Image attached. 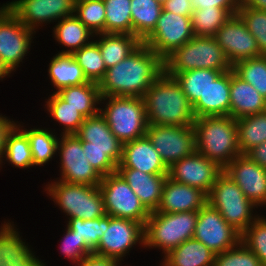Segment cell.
Listing matches in <instances>:
<instances>
[{
	"instance_id": "cell-1",
	"label": "cell",
	"mask_w": 266,
	"mask_h": 266,
	"mask_svg": "<svg viewBox=\"0 0 266 266\" xmlns=\"http://www.w3.org/2000/svg\"><path fill=\"white\" fill-rule=\"evenodd\" d=\"M163 72V60L142 42L124 60L106 70L98 84L100 95L143 98Z\"/></svg>"
},
{
	"instance_id": "cell-2",
	"label": "cell",
	"mask_w": 266,
	"mask_h": 266,
	"mask_svg": "<svg viewBox=\"0 0 266 266\" xmlns=\"http://www.w3.org/2000/svg\"><path fill=\"white\" fill-rule=\"evenodd\" d=\"M147 123L161 126H192L193 106L174 77L163 72L143 97Z\"/></svg>"
},
{
	"instance_id": "cell-3",
	"label": "cell",
	"mask_w": 266,
	"mask_h": 266,
	"mask_svg": "<svg viewBox=\"0 0 266 266\" xmlns=\"http://www.w3.org/2000/svg\"><path fill=\"white\" fill-rule=\"evenodd\" d=\"M193 127L197 152L222 168L241 155L237 122L230 115L196 118Z\"/></svg>"
},
{
	"instance_id": "cell-4",
	"label": "cell",
	"mask_w": 266,
	"mask_h": 266,
	"mask_svg": "<svg viewBox=\"0 0 266 266\" xmlns=\"http://www.w3.org/2000/svg\"><path fill=\"white\" fill-rule=\"evenodd\" d=\"M163 64L164 72L170 77L198 68L215 69L223 73L232 69L215 38L206 36H194L168 55Z\"/></svg>"
},
{
	"instance_id": "cell-5",
	"label": "cell",
	"mask_w": 266,
	"mask_h": 266,
	"mask_svg": "<svg viewBox=\"0 0 266 266\" xmlns=\"http://www.w3.org/2000/svg\"><path fill=\"white\" fill-rule=\"evenodd\" d=\"M101 103H105V108H100V114L122 144L146 135L148 123L143 98L101 96Z\"/></svg>"
},
{
	"instance_id": "cell-6",
	"label": "cell",
	"mask_w": 266,
	"mask_h": 266,
	"mask_svg": "<svg viewBox=\"0 0 266 266\" xmlns=\"http://www.w3.org/2000/svg\"><path fill=\"white\" fill-rule=\"evenodd\" d=\"M198 211L151 212L144 226V247L158 248L164 256L184 241L193 238Z\"/></svg>"
},
{
	"instance_id": "cell-7",
	"label": "cell",
	"mask_w": 266,
	"mask_h": 266,
	"mask_svg": "<svg viewBox=\"0 0 266 266\" xmlns=\"http://www.w3.org/2000/svg\"><path fill=\"white\" fill-rule=\"evenodd\" d=\"M56 180L48 182L44 190L68 219L92 220L106 215L99 186Z\"/></svg>"
},
{
	"instance_id": "cell-8",
	"label": "cell",
	"mask_w": 266,
	"mask_h": 266,
	"mask_svg": "<svg viewBox=\"0 0 266 266\" xmlns=\"http://www.w3.org/2000/svg\"><path fill=\"white\" fill-rule=\"evenodd\" d=\"M207 203L218 210L224 220L240 234L260 216L253 214L258 207L224 171L208 193Z\"/></svg>"
},
{
	"instance_id": "cell-9",
	"label": "cell",
	"mask_w": 266,
	"mask_h": 266,
	"mask_svg": "<svg viewBox=\"0 0 266 266\" xmlns=\"http://www.w3.org/2000/svg\"><path fill=\"white\" fill-rule=\"evenodd\" d=\"M99 188L107 215L133 220L145 226L150 212L117 171L102 176Z\"/></svg>"
},
{
	"instance_id": "cell-10",
	"label": "cell",
	"mask_w": 266,
	"mask_h": 266,
	"mask_svg": "<svg viewBox=\"0 0 266 266\" xmlns=\"http://www.w3.org/2000/svg\"><path fill=\"white\" fill-rule=\"evenodd\" d=\"M194 36L190 16L163 9L154 30L142 42L164 60Z\"/></svg>"
},
{
	"instance_id": "cell-11",
	"label": "cell",
	"mask_w": 266,
	"mask_h": 266,
	"mask_svg": "<svg viewBox=\"0 0 266 266\" xmlns=\"http://www.w3.org/2000/svg\"><path fill=\"white\" fill-rule=\"evenodd\" d=\"M57 152L60 157V178L71 184L99 186L102 176L85 157L82 141L75 134H60Z\"/></svg>"
},
{
	"instance_id": "cell-12",
	"label": "cell",
	"mask_w": 266,
	"mask_h": 266,
	"mask_svg": "<svg viewBox=\"0 0 266 266\" xmlns=\"http://www.w3.org/2000/svg\"><path fill=\"white\" fill-rule=\"evenodd\" d=\"M146 135L168 168L174 162L197 151L193 125L161 126L148 124Z\"/></svg>"
},
{
	"instance_id": "cell-13",
	"label": "cell",
	"mask_w": 266,
	"mask_h": 266,
	"mask_svg": "<svg viewBox=\"0 0 266 266\" xmlns=\"http://www.w3.org/2000/svg\"><path fill=\"white\" fill-rule=\"evenodd\" d=\"M34 33L5 4L0 7V57L11 72L29 53Z\"/></svg>"
},
{
	"instance_id": "cell-14",
	"label": "cell",
	"mask_w": 266,
	"mask_h": 266,
	"mask_svg": "<svg viewBox=\"0 0 266 266\" xmlns=\"http://www.w3.org/2000/svg\"><path fill=\"white\" fill-rule=\"evenodd\" d=\"M193 238L218 254L235 247L241 234L224 220L218 210L206 203L198 210Z\"/></svg>"
},
{
	"instance_id": "cell-15",
	"label": "cell",
	"mask_w": 266,
	"mask_h": 266,
	"mask_svg": "<svg viewBox=\"0 0 266 266\" xmlns=\"http://www.w3.org/2000/svg\"><path fill=\"white\" fill-rule=\"evenodd\" d=\"M144 246V226L136 221L111 217L94 254L116 259L119 263L136 244Z\"/></svg>"
},
{
	"instance_id": "cell-16",
	"label": "cell",
	"mask_w": 266,
	"mask_h": 266,
	"mask_svg": "<svg viewBox=\"0 0 266 266\" xmlns=\"http://www.w3.org/2000/svg\"><path fill=\"white\" fill-rule=\"evenodd\" d=\"M5 5L27 28L36 32L42 24L73 16L75 0H14Z\"/></svg>"
},
{
	"instance_id": "cell-17",
	"label": "cell",
	"mask_w": 266,
	"mask_h": 266,
	"mask_svg": "<svg viewBox=\"0 0 266 266\" xmlns=\"http://www.w3.org/2000/svg\"><path fill=\"white\" fill-rule=\"evenodd\" d=\"M224 171L217 162L207 159L197 151L168 168L172 180L200 189L206 195L210 192L219 175Z\"/></svg>"
},
{
	"instance_id": "cell-18",
	"label": "cell",
	"mask_w": 266,
	"mask_h": 266,
	"mask_svg": "<svg viewBox=\"0 0 266 266\" xmlns=\"http://www.w3.org/2000/svg\"><path fill=\"white\" fill-rule=\"evenodd\" d=\"M214 38L232 66L238 61L261 55L257 41L237 14L218 29Z\"/></svg>"
},
{
	"instance_id": "cell-19",
	"label": "cell",
	"mask_w": 266,
	"mask_h": 266,
	"mask_svg": "<svg viewBox=\"0 0 266 266\" xmlns=\"http://www.w3.org/2000/svg\"><path fill=\"white\" fill-rule=\"evenodd\" d=\"M224 172L254 205H266L265 168L252 161L246 154H241L224 168Z\"/></svg>"
},
{
	"instance_id": "cell-20",
	"label": "cell",
	"mask_w": 266,
	"mask_h": 266,
	"mask_svg": "<svg viewBox=\"0 0 266 266\" xmlns=\"http://www.w3.org/2000/svg\"><path fill=\"white\" fill-rule=\"evenodd\" d=\"M75 135L82 141L83 149L109 150V157L117 165L121 162L123 144L112 133L100 112L85 118Z\"/></svg>"
},
{
	"instance_id": "cell-21",
	"label": "cell",
	"mask_w": 266,
	"mask_h": 266,
	"mask_svg": "<svg viewBox=\"0 0 266 266\" xmlns=\"http://www.w3.org/2000/svg\"><path fill=\"white\" fill-rule=\"evenodd\" d=\"M117 168L137 169L153 175H168V167L147 135L123 144L122 159Z\"/></svg>"
},
{
	"instance_id": "cell-22",
	"label": "cell",
	"mask_w": 266,
	"mask_h": 266,
	"mask_svg": "<svg viewBox=\"0 0 266 266\" xmlns=\"http://www.w3.org/2000/svg\"><path fill=\"white\" fill-rule=\"evenodd\" d=\"M207 203V195L200 189L176 182L167 176L162 198L156 212L177 213L198 211Z\"/></svg>"
},
{
	"instance_id": "cell-23",
	"label": "cell",
	"mask_w": 266,
	"mask_h": 266,
	"mask_svg": "<svg viewBox=\"0 0 266 266\" xmlns=\"http://www.w3.org/2000/svg\"><path fill=\"white\" fill-rule=\"evenodd\" d=\"M117 172L150 213L157 210L162 198L163 185L168 175H153L130 168H117Z\"/></svg>"
},
{
	"instance_id": "cell-24",
	"label": "cell",
	"mask_w": 266,
	"mask_h": 266,
	"mask_svg": "<svg viewBox=\"0 0 266 266\" xmlns=\"http://www.w3.org/2000/svg\"><path fill=\"white\" fill-rule=\"evenodd\" d=\"M266 111V99L249 83L230 70L229 115L240 119Z\"/></svg>"
},
{
	"instance_id": "cell-25",
	"label": "cell",
	"mask_w": 266,
	"mask_h": 266,
	"mask_svg": "<svg viewBox=\"0 0 266 266\" xmlns=\"http://www.w3.org/2000/svg\"><path fill=\"white\" fill-rule=\"evenodd\" d=\"M196 118L228 116L230 108V70L222 73L193 105Z\"/></svg>"
},
{
	"instance_id": "cell-26",
	"label": "cell",
	"mask_w": 266,
	"mask_h": 266,
	"mask_svg": "<svg viewBox=\"0 0 266 266\" xmlns=\"http://www.w3.org/2000/svg\"><path fill=\"white\" fill-rule=\"evenodd\" d=\"M52 30L55 40L67 48V50L64 49L58 54H72L74 51L89 44L91 38L95 37V34L75 15L59 20Z\"/></svg>"
},
{
	"instance_id": "cell-27",
	"label": "cell",
	"mask_w": 266,
	"mask_h": 266,
	"mask_svg": "<svg viewBox=\"0 0 266 266\" xmlns=\"http://www.w3.org/2000/svg\"><path fill=\"white\" fill-rule=\"evenodd\" d=\"M95 36L99 39L96 41L107 69L124 60L142 43L136 36L125 33H100Z\"/></svg>"
},
{
	"instance_id": "cell-28",
	"label": "cell",
	"mask_w": 266,
	"mask_h": 266,
	"mask_svg": "<svg viewBox=\"0 0 266 266\" xmlns=\"http://www.w3.org/2000/svg\"><path fill=\"white\" fill-rule=\"evenodd\" d=\"M214 257L202 242L191 238L169 251L163 260L170 266H214Z\"/></svg>"
},
{
	"instance_id": "cell-29",
	"label": "cell",
	"mask_w": 266,
	"mask_h": 266,
	"mask_svg": "<svg viewBox=\"0 0 266 266\" xmlns=\"http://www.w3.org/2000/svg\"><path fill=\"white\" fill-rule=\"evenodd\" d=\"M48 75L55 92L67 86H78L89 82L83 70L71 54H56L51 58Z\"/></svg>"
},
{
	"instance_id": "cell-30",
	"label": "cell",
	"mask_w": 266,
	"mask_h": 266,
	"mask_svg": "<svg viewBox=\"0 0 266 266\" xmlns=\"http://www.w3.org/2000/svg\"><path fill=\"white\" fill-rule=\"evenodd\" d=\"M70 106L77 109L85 118L99 113L100 90L97 83L87 82L78 86H67L56 92Z\"/></svg>"
},
{
	"instance_id": "cell-31",
	"label": "cell",
	"mask_w": 266,
	"mask_h": 266,
	"mask_svg": "<svg viewBox=\"0 0 266 266\" xmlns=\"http://www.w3.org/2000/svg\"><path fill=\"white\" fill-rule=\"evenodd\" d=\"M132 35L141 42L154 30L163 10L156 0H131Z\"/></svg>"
},
{
	"instance_id": "cell-32",
	"label": "cell",
	"mask_w": 266,
	"mask_h": 266,
	"mask_svg": "<svg viewBox=\"0 0 266 266\" xmlns=\"http://www.w3.org/2000/svg\"><path fill=\"white\" fill-rule=\"evenodd\" d=\"M26 135L29 140L30 150L34 166L46 165L54 156H57V144L59 137L49 131V128H22L20 123H15Z\"/></svg>"
},
{
	"instance_id": "cell-33",
	"label": "cell",
	"mask_w": 266,
	"mask_h": 266,
	"mask_svg": "<svg viewBox=\"0 0 266 266\" xmlns=\"http://www.w3.org/2000/svg\"><path fill=\"white\" fill-rule=\"evenodd\" d=\"M3 158L18 168L28 169L34 166L27 135L16 124L6 133L4 153L0 165L4 163Z\"/></svg>"
},
{
	"instance_id": "cell-34",
	"label": "cell",
	"mask_w": 266,
	"mask_h": 266,
	"mask_svg": "<svg viewBox=\"0 0 266 266\" xmlns=\"http://www.w3.org/2000/svg\"><path fill=\"white\" fill-rule=\"evenodd\" d=\"M222 73L215 69L198 68L178 73L174 78L193 105L200 97L204 96L211 82H214Z\"/></svg>"
},
{
	"instance_id": "cell-35",
	"label": "cell",
	"mask_w": 266,
	"mask_h": 266,
	"mask_svg": "<svg viewBox=\"0 0 266 266\" xmlns=\"http://www.w3.org/2000/svg\"><path fill=\"white\" fill-rule=\"evenodd\" d=\"M241 154L266 141V111L236 119Z\"/></svg>"
},
{
	"instance_id": "cell-36",
	"label": "cell",
	"mask_w": 266,
	"mask_h": 266,
	"mask_svg": "<svg viewBox=\"0 0 266 266\" xmlns=\"http://www.w3.org/2000/svg\"><path fill=\"white\" fill-rule=\"evenodd\" d=\"M46 100L45 107L50 114L49 116L63 125V132L61 131V134H75L84 122L85 117L56 92H53Z\"/></svg>"
},
{
	"instance_id": "cell-37",
	"label": "cell",
	"mask_w": 266,
	"mask_h": 266,
	"mask_svg": "<svg viewBox=\"0 0 266 266\" xmlns=\"http://www.w3.org/2000/svg\"><path fill=\"white\" fill-rule=\"evenodd\" d=\"M233 14L224 8H195L191 23L195 36L214 37L216 32Z\"/></svg>"
},
{
	"instance_id": "cell-38",
	"label": "cell",
	"mask_w": 266,
	"mask_h": 266,
	"mask_svg": "<svg viewBox=\"0 0 266 266\" xmlns=\"http://www.w3.org/2000/svg\"><path fill=\"white\" fill-rule=\"evenodd\" d=\"M89 82L97 83L103 79L107 67L96 40L92 41L72 54Z\"/></svg>"
},
{
	"instance_id": "cell-39",
	"label": "cell",
	"mask_w": 266,
	"mask_h": 266,
	"mask_svg": "<svg viewBox=\"0 0 266 266\" xmlns=\"http://www.w3.org/2000/svg\"><path fill=\"white\" fill-rule=\"evenodd\" d=\"M105 5V33L132 35L131 0H103Z\"/></svg>"
},
{
	"instance_id": "cell-40",
	"label": "cell",
	"mask_w": 266,
	"mask_h": 266,
	"mask_svg": "<svg viewBox=\"0 0 266 266\" xmlns=\"http://www.w3.org/2000/svg\"><path fill=\"white\" fill-rule=\"evenodd\" d=\"M232 69L238 77L251 84L266 99V55L238 61Z\"/></svg>"
},
{
	"instance_id": "cell-41",
	"label": "cell",
	"mask_w": 266,
	"mask_h": 266,
	"mask_svg": "<svg viewBox=\"0 0 266 266\" xmlns=\"http://www.w3.org/2000/svg\"><path fill=\"white\" fill-rule=\"evenodd\" d=\"M67 227L74 232L85 244L94 251L100 239L107 231L109 226V215L92 220L80 218H69Z\"/></svg>"
},
{
	"instance_id": "cell-42",
	"label": "cell",
	"mask_w": 266,
	"mask_h": 266,
	"mask_svg": "<svg viewBox=\"0 0 266 266\" xmlns=\"http://www.w3.org/2000/svg\"><path fill=\"white\" fill-rule=\"evenodd\" d=\"M74 15L95 35L105 33L103 0H75Z\"/></svg>"
},
{
	"instance_id": "cell-43",
	"label": "cell",
	"mask_w": 266,
	"mask_h": 266,
	"mask_svg": "<svg viewBox=\"0 0 266 266\" xmlns=\"http://www.w3.org/2000/svg\"><path fill=\"white\" fill-rule=\"evenodd\" d=\"M0 266H30L25 248L1 225Z\"/></svg>"
},
{
	"instance_id": "cell-44",
	"label": "cell",
	"mask_w": 266,
	"mask_h": 266,
	"mask_svg": "<svg viewBox=\"0 0 266 266\" xmlns=\"http://www.w3.org/2000/svg\"><path fill=\"white\" fill-rule=\"evenodd\" d=\"M237 15L257 41L261 55H266V11L251 7H239Z\"/></svg>"
},
{
	"instance_id": "cell-45",
	"label": "cell",
	"mask_w": 266,
	"mask_h": 266,
	"mask_svg": "<svg viewBox=\"0 0 266 266\" xmlns=\"http://www.w3.org/2000/svg\"><path fill=\"white\" fill-rule=\"evenodd\" d=\"M240 241L266 266V218L259 216L242 234Z\"/></svg>"
},
{
	"instance_id": "cell-46",
	"label": "cell",
	"mask_w": 266,
	"mask_h": 266,
	"mask_svg": "<svg viewBox=\"0 0 266 266\" xmlns=\"http://www.w3.org/2000/svg\"><path fill=\"white\" fill-rule=\"evenodd\" d=\"M214 266H263L260 259L241 241L233 248L215 254Z\"/></svg>"
},
{
	"instance_id": "cell-47",
	"label": "cell",
	"mask_w": 266,
	"mask_h": 266,
	"mask_svg": "<svg viewBox=\"0 0 266 266\" xmlns=\"http://www.w3.org/2000/svg\"><path fill=\"white\" fill-rule=\"evenodd\" d=\"M63 234V240L61 239V253L66 256L72 263H79L86 255L92 254L93 251L85 244L84 240H81L72 230L68 227Z\"/></svg>"
},
{
	"instance_id": "cell-48",
	"label": "cell",
	"mask_w": 266,
	"mask_h": 266,
	"mask_svg": "<svg viewBox=\"0 0 266 266\" xmlns=\"http://www.w3.org/2000/svg\"><path fill=\"white\" fill-rule=\"evenodd\" d=\"M85 157L101 176L117 171V164L109 157V150L83 149Z\"/></svg>"
},
{
	"instance_id": "cell-49",
	"label": "cell",
	"mask_w": 266,
	"mask_h": 266,
	"mask_svg": "<svg viewBox=\"0 0 266 266\" xmlns=\"http://www.w3.org/2000/svg\"><path fill=\"white\" fill-rule=\"evenodd\" d=\"M194 8H212L219 7L229 10L236 15L240 6V0H192Z\"/></svg>"
},
{
	"instance_id": "cell-50",
	"label": "cell",
	"mask_w": 266,
	"mask_h": 266,
	"mask_svg": "<svg viewBox=\"0 0 266 266\" xmlns=\"http://www.w3.org/2000/svg\"><path fill=\"white\" fill-rule=\"evenodd\" d=\"M163 9L178 15L191 17L195 8L192 0H167L163 4Z\"/></svg>"
},
{
	"instance_id": "cell-51",
	"label": "cell",
	"mask_w": 266,
	"mask_h": 266,
	"mask_svg": "<svg viewBox=\"0 0 266 266\" xmlns=\"http://www.w3.org/2000/svg\"><path fill=\"white\" fill-rule=\"evenodd\" d=\"M1 224L25 248L29 256L30 266H46V263H44V260L42 261V260H39L38 257L36 258V256L30 249V247H28L26 242L23 241V239H21V236L19 234L20 232L17 231L18 229L15 227L13 222L11 223L10 221L8 222L4 221V223H1Z\"/></svg>"
},
{
	"instance_id": "cell-52",
	"label": "cell",
	"mask_w": 266,
	"mask_h": 266,
	"mask_svg": "<svg viewBox=\"0 0 266 266\" xmlns=\"http://www.w3.org/2000/svg\"><path fill=\"white\" fill-rule=\"evenodd\" d=\"M77 266H117L119 262L116 259L96 255L94 253L86 255Z\"/></svg>"
},
{
	"instance_id": "cell-53",
	"label": "cell",
	"mask_w": 266,
	"mask_h": 266,
	"mask_svg": "<svg viewBox=\"0 0 266 266\" xmlns=\"http://www.w3.org/2000/svg\"><path fill=\"white\" fill-rule=\"evenodd\" d=\"M246 155L259 166L266 169V141L249 150Z\"/></svg>"
},
{
	"instance_id": "cell-54",
	"label": "cell",
	"mask_w": 266,
	"mask_h": 266,
	"mask_svg": "<svg viewBox=\"0 0 266 266\" xmlns=\"http://www.w3.org/2000/svg\"><path fill=\"white\" fill-rule=\"evenodd\" d=\"M16 122L8 119L5 115H0V163L2 161L3 153H4V144H5V136L8 130L15 124Z\"/></svg>"
},
{
	"instance_id": "cell-55",
	"label": "cell",
	"mask_w": 266,
	"mask_h": 266,
	"mask_svg": "<svg viewBox=\"0 0 266 266\" xmlns=\"http://www.w3.org/2000/svg\"><path fill=\"white\" fill-rule=\"evenodd\" d=\"M239 7H251L257 10L266 11V0H240Z\"/></svg>"
},
{
	"instance_id": "cell-56",
	"label": "cell",
	"mask_w": 266,
	"mask_h": 266,
	"mask_svg": "<svg viewBox=\"0 0 266 266\" xmlns=\"http://www.w3.org/2000/svg\"><path fill=\"white\" fill-rule=\"evenodd\" d=\"M12 72L5 66L4 62L0 57V80L4 79L6 76H10Z\"/></svg>"
},
{
	"instance_id": "cell-57",
	"label": "cell",
	"mask_w": 266,
	"mask_h": 266,
	"mask_svg": "<svg viewBox=\"0 0 266 266\" xmlns=\"http://www.w3.org/2000/svg\"><path fill=\"white\" fill-rule=\"evenodd\" d=\"M158 3H160L161 5H163L167 0H156Z\"/></svg>"
},
{
	"instance_id": "cell-58",
	"label": "cell",
	"mask_w": 266,
	"mask_h": 266,
	"mask_svg": "<svg viewBox=\"0 0 266 266\" xmlns=\"http://www.w3.org/2000/svg\"><path fill=\"white\" fill-rule=\"evenodd\" d=\"M162 262H163V263L160 264L161 266H170V265H168L164 260H163Z\"/></svg>"
}]
</instances>
